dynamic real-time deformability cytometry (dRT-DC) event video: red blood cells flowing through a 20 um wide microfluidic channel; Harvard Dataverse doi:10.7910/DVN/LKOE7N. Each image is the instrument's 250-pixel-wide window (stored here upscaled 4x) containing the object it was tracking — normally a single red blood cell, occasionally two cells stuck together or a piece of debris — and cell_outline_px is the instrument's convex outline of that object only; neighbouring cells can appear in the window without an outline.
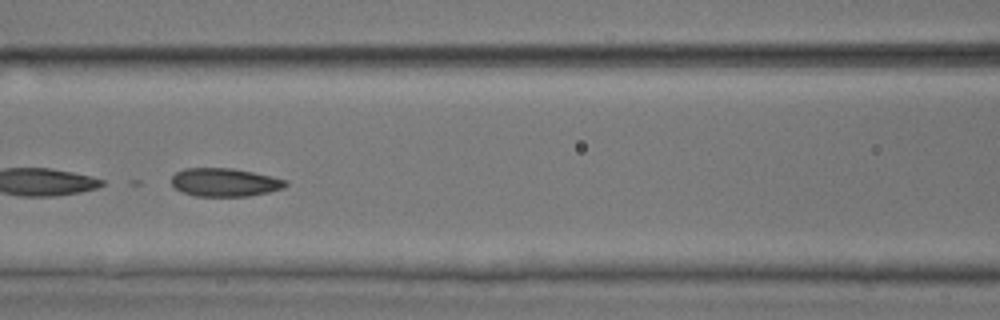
{"species": "common noctule bat (a hibernating species)", "species_latin": "Nyctalus noctula", "temperature_condition": "room temperature", "stored_images_in_passage": 16, "camera_frame_rate_fps": 3000, "um_per_image_px": 0.085, "animal": {"sex": "male", "body_mass_g": 17.9, "forearm_length_mm": 54.2}, "frame": {"image": 1, "passage_image": 12, "time_ms": 3.667, "image_size_px": [1000, 320], "cell_outline_px": [[288, 184], [284, 188], [268, 192], [248, 196], [196, 196], [180, 192], [172, 184], [172, 176], [176, 172], [184, 168], [232, 168], [272, 176], [288, 180]], "centroid_in_image_um": [19.11, 15.5], "position_along_channel_um": 147.5, "area_um2": 18.9}}